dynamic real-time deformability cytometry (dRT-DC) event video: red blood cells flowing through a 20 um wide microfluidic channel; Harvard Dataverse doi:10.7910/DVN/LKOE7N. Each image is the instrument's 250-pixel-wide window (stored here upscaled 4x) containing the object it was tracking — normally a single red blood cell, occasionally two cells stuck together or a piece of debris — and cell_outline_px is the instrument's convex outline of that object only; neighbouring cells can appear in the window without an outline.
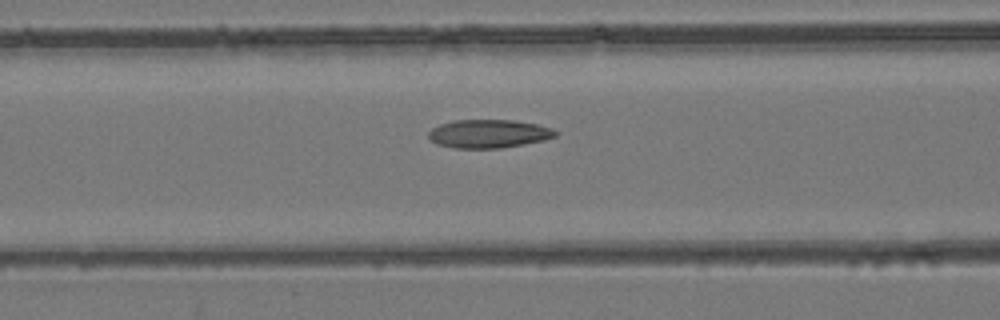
{"species": "common noctule bat (a hibernating species)", "species_latin": "Nyctalus noctula", "temperature_condition": "room temperature", "stored_images_in_passage": 52, "camera_frame_rate_fps": 3000, "um_per_image_px": 0.085, "animal": {"sex": "female", "body_mass_g": 24.6, "forearm_length_mm": 56.2}, "frame": {"image": 1, "passage_image": 23, "time_ms": 7.333, "image_size_px": [1000, 320], "cell_outline_px": [[556, 136], [544, 140], [524, 144], [500, 148], [452, 148], [436, 144], [428, 136], [428, 132], [432, 128], [440, 124], [456, 120], [512, 120], [536, 124], [552, 128], [556, 132]], "centroid_in_image_um": [41.51, 11.37], "position_along_channel_um": 125.1, "area_um2": 20.92}}
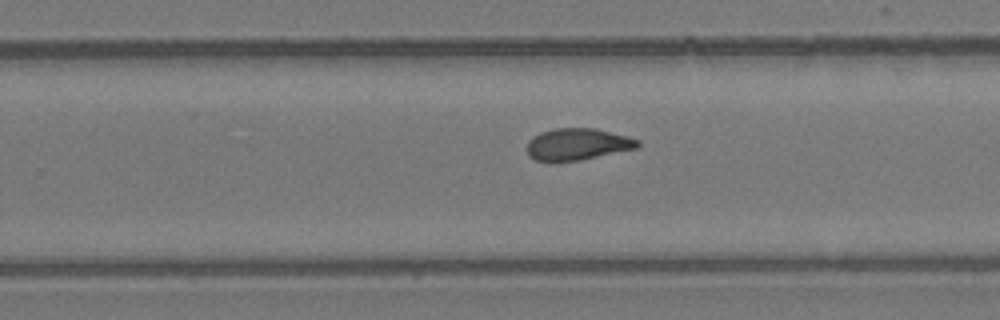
{"frame": {"image": 2, "passage_image": 35, "time_ms": 11.333, "image_size_px": [1000, 320], "cell_outline_px": [[640, 148], [580, 160], [536, 160], [528, 156], [528, 140], [532, 136], [540, 132], [552, 128], [596, 128], [628, 136], [640, 140]], "centroid_in_image_um": [49.13, 12.24], "position_along_channel_um": 280.7, "area_um2": 20.58}}
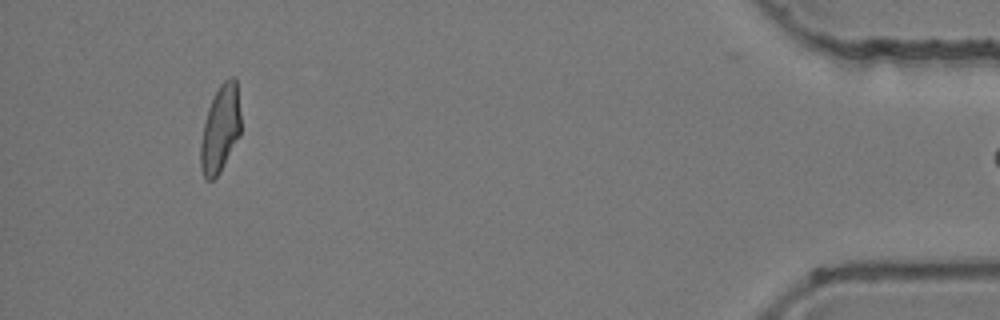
{"frame": {"image": 3, "passage_image": 51, "time_ms": 16.667, "image_size_px": [1000, 320], "cell_outline_px": [[240, 136], [220, 172], [212, 180], [204, 180], [200, 168], [200, 144], [204, 124], [208, 108], [220, 84], [228, 76], [236, 76], [240, 116]], "centroid_in_image_um": [18.72, 10.97], "position_along_channel_um": 416.5, "area_um2": 20.52}}